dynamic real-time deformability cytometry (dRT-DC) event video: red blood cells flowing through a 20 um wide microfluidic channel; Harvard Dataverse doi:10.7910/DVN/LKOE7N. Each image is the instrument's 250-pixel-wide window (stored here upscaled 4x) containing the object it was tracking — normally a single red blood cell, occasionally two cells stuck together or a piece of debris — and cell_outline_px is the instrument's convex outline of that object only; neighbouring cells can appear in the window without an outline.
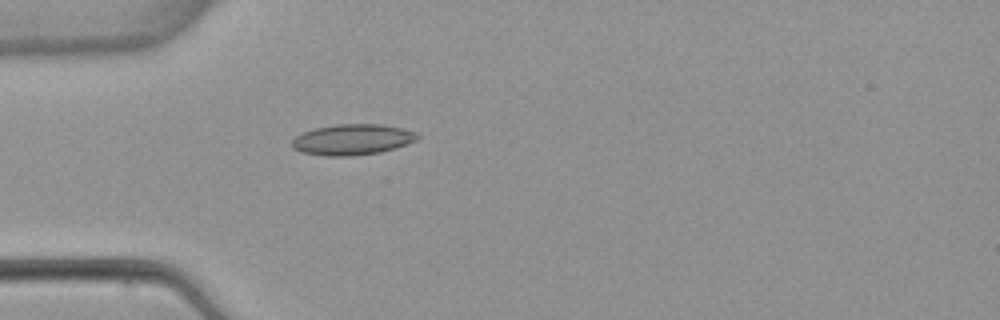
{"species": "common noctule bat (a hibernating species)", "species_latin": "Nyctalus noctula", "temperature_condition": "warm", "stored_images_in_passage": 3, "camera_frame_rate_fps": 3000, "um_per_image_px": 0.085, "animal": {"sex": "female", "body_mass_g": 22.7, "forearm_length_mm": 54.2}, "frame": {"image": 1, "passage_image": 3, "time_ms": 2.333, "image_size_px": [1000, 320], "cell_outline_px": [[420, 136], [416, 140], [408, 144], [396, 148], [380, 152], [352, 156], [328, 156], [304, 152], [292, 148], [292, 140], [296, 136], [304, 132], [316, 128], [336, 124], [380, 124], [400, 128], [416, 132]], "centroid_in_image_um": [29.98, 11.86], "position_along_channel_um": 55.0, "area_um2": 22.37}}